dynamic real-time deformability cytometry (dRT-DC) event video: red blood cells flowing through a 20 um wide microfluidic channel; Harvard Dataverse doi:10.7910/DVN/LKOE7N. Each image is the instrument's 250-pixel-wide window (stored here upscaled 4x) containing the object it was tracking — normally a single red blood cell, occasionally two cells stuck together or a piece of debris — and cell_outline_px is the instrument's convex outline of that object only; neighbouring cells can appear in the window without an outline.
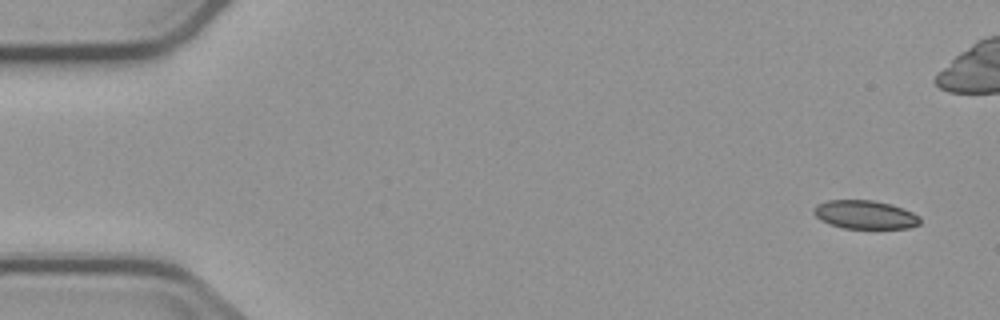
{"species": "common noctule bat (a hibernating species)", "species_latin": "Nyctalus noctula", "temperature_condition": "cold", "stored_images_in_passage": 5, "camera_frame_rate_fps": 3000, "um_per_image_px": 0.085, "animal": {"sex": "male", "body_mass_g": 23.1, "forearm_length_mm": 52.7}, "frame": {"image": 1, "passage_image": 1, "time_ms": 0.0, "image_size_px": [1000, 320], "cell_outline_px": [[920, 224], [908, 228], [844, 228], [820, 220], [812, 212], [812, 208], [816, 204], [828, 200], [872, 200], [892, 204], [912, 212], [920, 216]], "centroid_in_image_um": [73.51, 18.23], "position_along_channel_um": 11.5, "area_um2": 17.69}}